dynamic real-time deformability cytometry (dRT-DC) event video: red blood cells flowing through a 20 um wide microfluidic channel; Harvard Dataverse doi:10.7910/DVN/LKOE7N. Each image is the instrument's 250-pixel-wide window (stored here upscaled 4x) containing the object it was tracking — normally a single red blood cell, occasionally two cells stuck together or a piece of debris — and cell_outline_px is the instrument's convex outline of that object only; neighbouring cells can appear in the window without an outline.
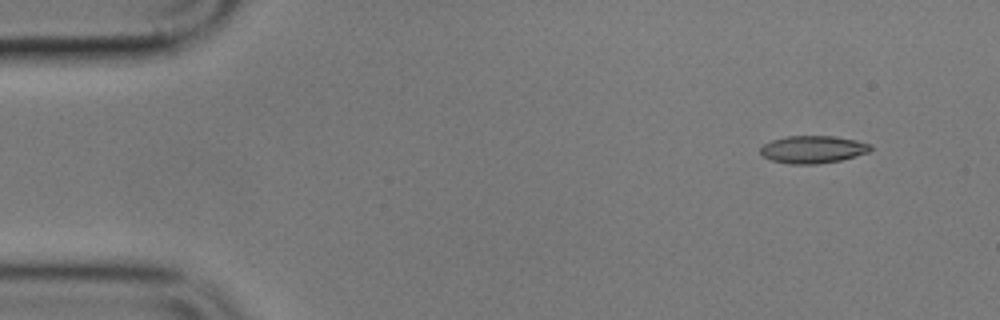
{"species": "common noctule bat (a hibernating species)", "species_latin": "Nyctalus noctula", "temperature_condition": "cold", "stored_images_in_passage": 4, "camera_frame_rate_fps": 3000, "um_per_image_px": 0.085, "animal": {"sex": "male", "body_mass_g": 17.9}, "frame": {"image": 1, "passage_image": 1, "time_ms": 0.0, "image_size_px": [1000, 320], "cell_outline_px": [[872, 148], [868, 152], [856, 156], [840, 160], [816, 164], [788, 164], [772, 160], [764, 156], [760, 152], [760, 148], [764, 144], [772, 140], [788, 136], [832, 136], [856, 140], [872, 144]], "centroid_in_image_um": [69.11, 12.7], "position_along_channel_um": 15.9, "area_um2": 17.57}}
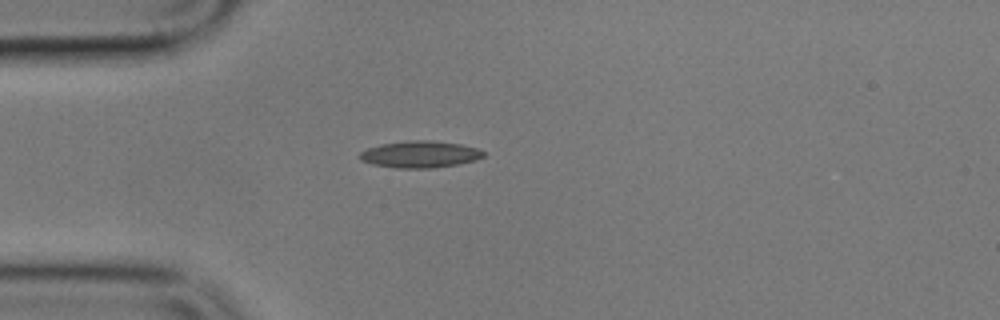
{"frame": {"image": 2, "passage_image": 3, "time_ms": 3.333, "image_size_px": [1000, 320], "cell_outline_px": [[484, 156], [476, 160], [456, 164], [432, 168], [396, 168], [372, 164], [360, 160], [360, 152], [368, 148], [380, 144], [408, 140], [432, 140], [460, 144], [476, 148], [484, 152]], "centroid_in_image_um": [35.68, 13.11], "position_along_channel_um": 49.3, "area_um2": 19.25}}